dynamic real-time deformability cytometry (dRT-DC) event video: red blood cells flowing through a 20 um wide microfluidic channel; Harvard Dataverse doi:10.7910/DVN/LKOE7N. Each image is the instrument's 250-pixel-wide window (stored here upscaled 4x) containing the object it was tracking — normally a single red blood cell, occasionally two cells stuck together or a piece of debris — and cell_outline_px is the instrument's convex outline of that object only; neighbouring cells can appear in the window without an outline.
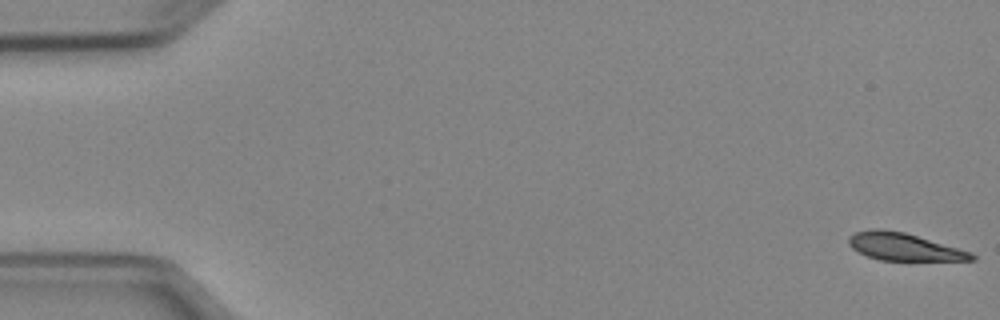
{"species": "Egyptian fruit bat (a non-hibernating species)", "species_latin": "Rousettus aegyptiacus", "temperature_condition": "cold", "stored_images_in_passage": 5, "camera_frame_rate_fps": 3000, "um_per_image_px": 0.085, "animal": {"sex": "female"}, "frame": {"image": 1, "passage_image": 1, "time_ms": 0.0, "image_size_px": [1000, 320], "cell_outline_px": [[976, 260], [880, 260], [868, 256], [852, 248], [848, 244], [848, 236], [856, 232], [872, 228], [880, 228], [904, 232], [972, 252], [976, 256]], "centroid_in_image_um": [76.82, 20.97], "position_along_channel_um": 8.2, "area_um2": 19.54}}
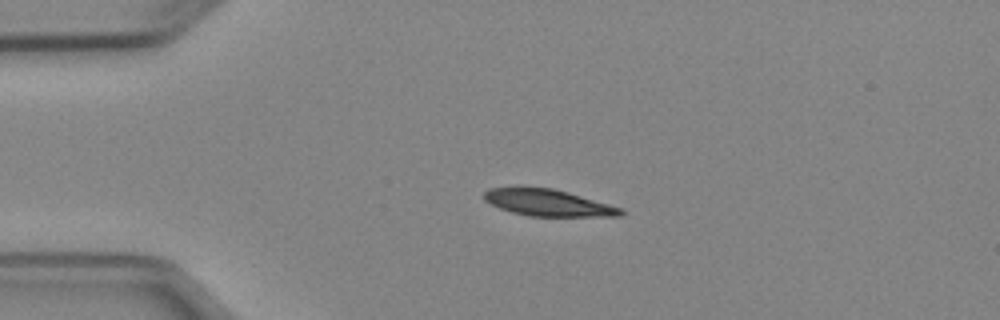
{"frame": {"image": 2, "passage_image": 4, "time_ms": 3.667, "image_size_px": [1000, 320], "cell_outline_px": [[624, 212], [620, 216], [528, 216], [512, 212], [500, 208], [484, 200], [484, 192], [488, 188], [552, 188], [568, 192], [624, 208]], "centroid_in_image_um": [46.62, 17.24], "position_along_channel_um": 38.4, "area_um2": 20.98}}